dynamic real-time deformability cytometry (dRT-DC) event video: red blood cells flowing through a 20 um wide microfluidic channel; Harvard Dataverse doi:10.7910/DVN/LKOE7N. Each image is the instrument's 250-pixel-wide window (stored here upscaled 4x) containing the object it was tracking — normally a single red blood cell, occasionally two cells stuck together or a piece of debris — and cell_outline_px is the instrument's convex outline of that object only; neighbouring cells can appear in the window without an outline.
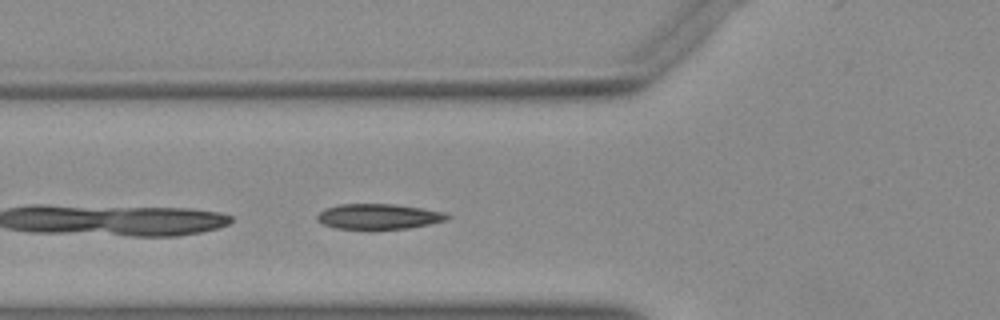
{"species": "Egyptian fruit bat (a non-hibernating species)", "species_latin": "Rousettus aegyptiacus", "temperature_condition": "warm", "stored_images_in_passage": 16, "camera_frame_rate_fps": 3000, "um_per_image_px": 0.085, "animal": {"sex": "female"}, "frame": {"image": 1, "passage_image": 3, "time_ms": 0.667, "image_size_px": [1000, 320], "cell_outline_px": [[452, 216], [448, 220], [408, 228], [336, 228], [324, 224], [316, 220], [316, 216], [324, 208], [340, 204], [396, 204], [444, 212]], "centroid_in_image_um": [32.19, 18.38], "position_along_channel_um": 93.6, "area_um2": 18.96}}